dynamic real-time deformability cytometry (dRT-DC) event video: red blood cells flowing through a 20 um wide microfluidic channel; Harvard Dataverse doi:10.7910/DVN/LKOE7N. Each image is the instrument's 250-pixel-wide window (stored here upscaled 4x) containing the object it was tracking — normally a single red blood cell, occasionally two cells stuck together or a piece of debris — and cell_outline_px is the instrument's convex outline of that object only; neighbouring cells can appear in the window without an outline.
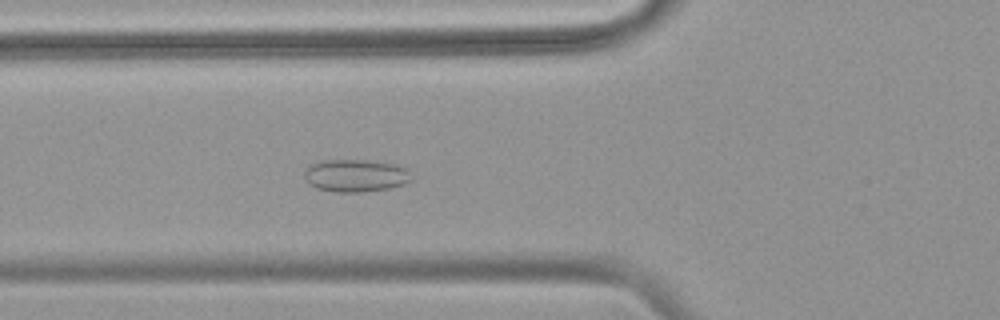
{"species": "common noctule bat (a hibernating species)", "species_latin": "Nyctalus noctula", "temperature_condition": "warm", "stored_images_in_passage": 53, "camera_frame_rate_fps": 3000, "um_per_image_px": 0.085, "animal": {"sex": "female", "body_mass_g": 18.4}, "frame": {"image": 1, "passage_image": 20, "time_ms": 6.333, "image_size_px": [1000, 320], "cell_outline_px": [[412, 180], [404, 184], [388, 188], [360, 192], [336, 192], [316, 188], [308, 184], [304, 176], [304, 172], [312, 164], [320, 160], [364, 160], [396, 164], [408, 168]], "centroid_in_image_um": [30.23, 14.92], "position_along_channel_um": 95.6, "area_um2": 20.35}}
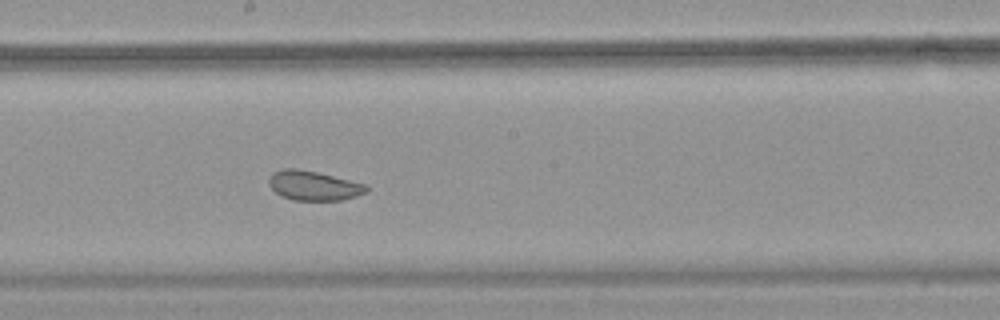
{"frame": {"image": 2, "passage_image": 30, "time_ms": 9.667, "image_size_px": [1000, 320], "cell_outline_px": [[368, 192], [356, 196], [340, 200], [292, 200], [280, 196], [268, 184], [268, 180], [272, 172], [284, 168], [296, 168], [316, 172], [364, 184], [368, 188]], "centroid_in_image_um": [26.61, 15.78], "position_along_channel_um": 221.6, "area_um2": 16.65}}
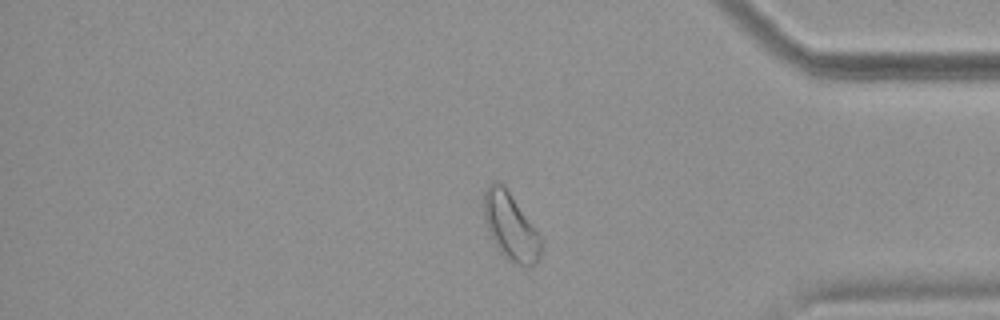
{"frame": {"image": 3, "passage_image": 45, "time_ms": 14.667, "image_size_px": [1000, 320], "cell_outline_px": [[540, 256], [532, 264], [516, 264], [508, 260], [504, 256], [496, 244], [488, 228], [484, 216], [484, 192], [496, 180], [508, 192], [540, 236]], "centroid_in_image_um": [43.38, 19.27], "position_along_channel_um": 391.8, "area_um2": 20.92}, "authors_computed_cell_mechanics": {"area_um2": 21.964, "velocity_mm_per_s": 3.7876, "shape_relaxation_time_tau1_ms": null, "shape_relaxation_time_tau2_ms": 1.3827, "deformation_change_tau1": null, "deformation_change_tau2": 0.0704}}